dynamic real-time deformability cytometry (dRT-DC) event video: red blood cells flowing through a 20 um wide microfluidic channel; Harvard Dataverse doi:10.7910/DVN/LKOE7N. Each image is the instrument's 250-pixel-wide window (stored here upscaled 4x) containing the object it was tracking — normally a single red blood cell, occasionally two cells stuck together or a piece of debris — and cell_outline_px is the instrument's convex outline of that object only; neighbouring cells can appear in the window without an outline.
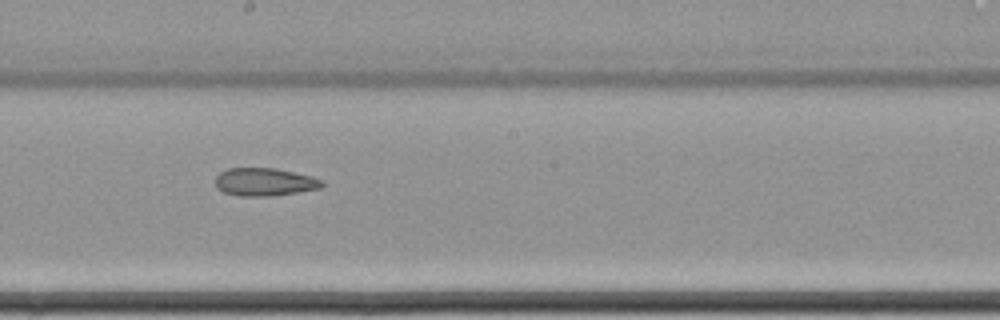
{"species": "common noctule bat (a hibernating species)", "species_latin": "Nyctalus noctula", "temperature_condition": "cold", "stored_images_in_passage": 16, "camera_frame_rate_fps": 3000, "um_per_image_px": 0.085, "animal": {"sex": "female", "body_mass_g": 22.7, "forearm_length_mm": 54.2}, "frame": {"image": 1, "passage_image": 10, "time_ms": 3.0, "image_size_px": [1000, 320], "cell_outline_px": [[324, 184], [320, 188], [272, 196], [240, 196], [224, 192], [216, 188], [216, 176], [220, 172], [228, 168], [276, 168], [312, 176], [324, 180]], "centroid_in_image_um": [22.49, 15.46], "position_along_channel_um": 225.7, "area_um2": 17.4}}
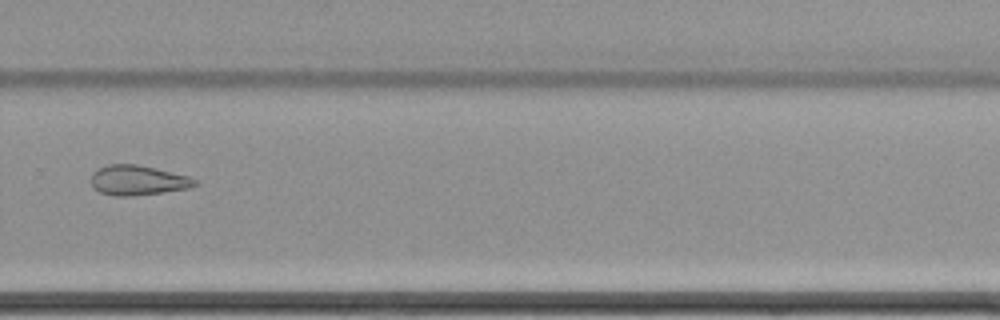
{"frame": {"image": 2, "passage_image": 12, "time_ms": 3.667, "image_size_px": [1000, 320], "cell_outline_px": [[200, 184], [188, 188], [132, 196], [116, 196], [100, 192], [92, 188], [92, 172], [108, 164], [136, 164], [156, 168], [188, 176], [196, 180]], "centroid_in_image_um": [11.71, 15.32], "position_along_channel_um": 318.1, "area_um2": 17.98}}
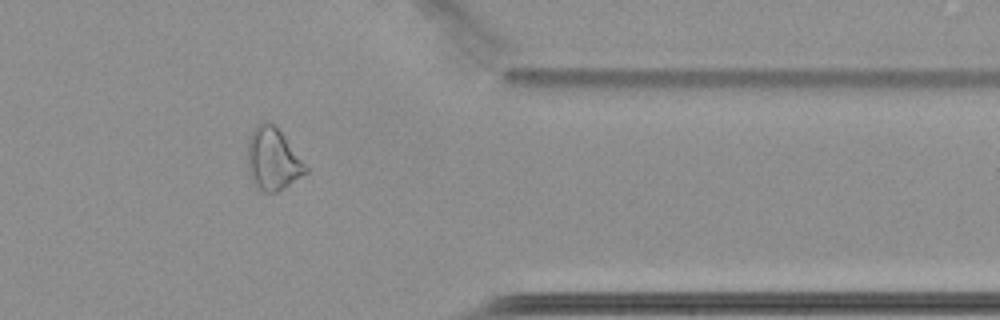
{"frame": {"image": 3, "passage_image": 14, "time_ms": 4.333, "image_size_px": [1000, 320], "cell_outline_px": [[308, 172], [284, 188], [276, 192], [264, 192], [252, 180], [248, 172], [248, 136], [256, 124], [264, 120], [272, 124], [280, 132], [308, 168]], "centroid_in_image_um": [23.16, 13.52], "position_along_channel_um": 388.2, "area_um2": 20.69}}